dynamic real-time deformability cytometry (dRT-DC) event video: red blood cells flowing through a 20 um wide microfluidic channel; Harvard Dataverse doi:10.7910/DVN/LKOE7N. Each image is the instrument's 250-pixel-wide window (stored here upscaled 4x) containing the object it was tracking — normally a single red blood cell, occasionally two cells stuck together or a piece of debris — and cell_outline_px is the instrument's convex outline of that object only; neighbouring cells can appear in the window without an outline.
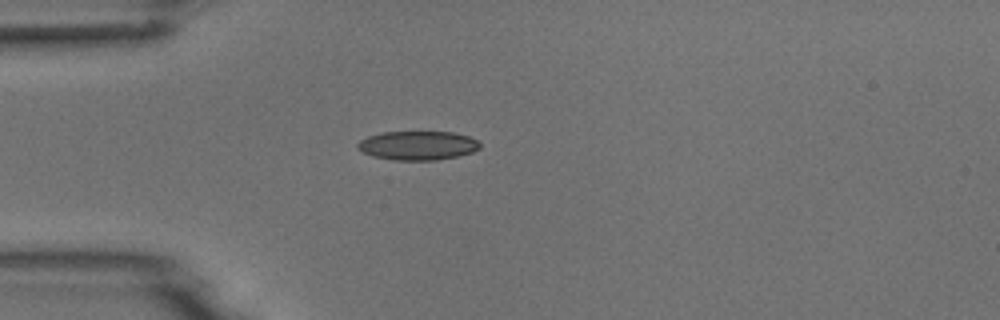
{"species": "common noctule bat (a hibernating species)", "species_latin": "Nyctalus noctula", "temperature_condition": "room temperature", "stored_images_in_passage": 2, "camera_frame_rate_fps": 3000, "um_per_image_px": 0.085, "animal": {"sex": "male", "body_mass_g": 18.8}, "frame": {"image": 1, "passage_image": 1, "time_ms": 0.0, "image_size_px": [1000, 320], "cell_outline_px": [[480, 148], [472, 152], [456, 156], [436, 160], [392, 160], [372, 156], [360, 152], [356, 148], [356, 144], [360, 140], [368, 136], [380, 132], [452, 132], [468, 136], [476, 140], [480, 144]], "centroid_in_image_um": [35.44, 12.37], "position_along_channel_um": 49.6, "area_um2": 20.75}}